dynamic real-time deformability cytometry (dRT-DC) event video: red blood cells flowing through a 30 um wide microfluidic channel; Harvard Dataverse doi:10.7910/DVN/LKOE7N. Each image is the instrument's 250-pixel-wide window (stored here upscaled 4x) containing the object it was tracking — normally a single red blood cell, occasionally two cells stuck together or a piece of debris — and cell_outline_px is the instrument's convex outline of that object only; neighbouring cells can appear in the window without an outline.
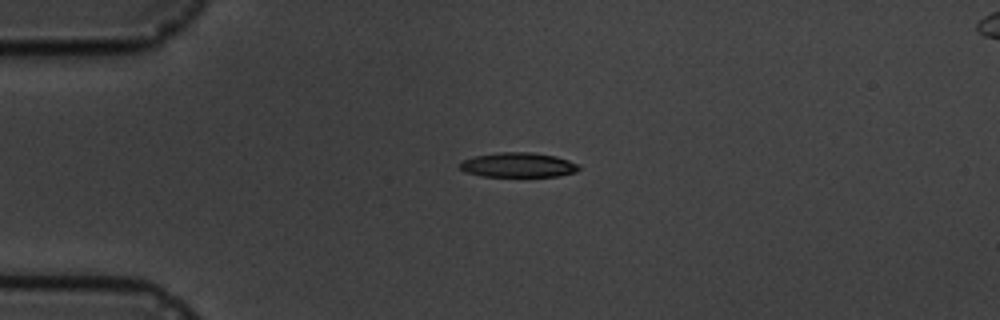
{"species": "common noctule bat (a hibernating species)", "species_latin": "Nyctalus noctula", "temperature_condition": "cold", "stored_images_in_passage": 6, "camera_frame_rate_fps": 3000, "um_per_image_px": 0.085, "animal": {"sex": "male", "body_mass_g": 19.5, "forearm_length_mm": 54.6}, "frame": {"image": 1, "passage_image": 4, "time_ms": 4.0, "image_size_px": [1000, 320], "cell_outline_px": [[580, 168], [576, 172], [560, 176], [480, 176], [464, 172], [456, 164], [464, 160], [476, 156], [500, 152], [532, 152], [556, 156], [580, 164]], "centroid_in_image_um": [44.05, 14.02], "position_along_channel_um": 41.0, "area_um2": 17.22}}
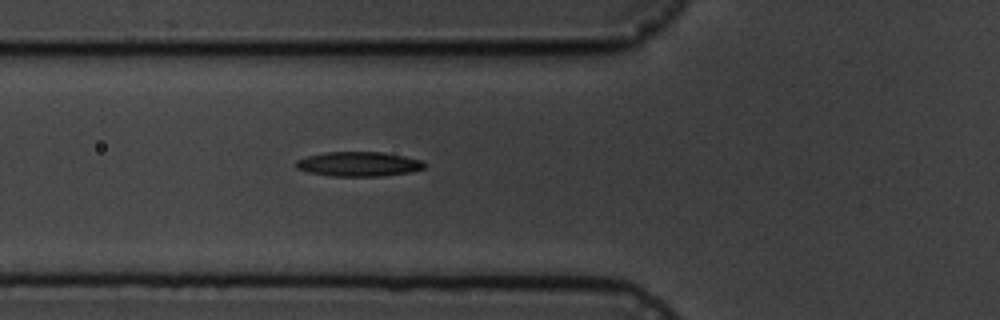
{"frame": {"image": 2, "passage_image": 6, "time_ms": 6.333, "image_size_px": [1000, 320], "cell_outline_px": [[428, 164], [424, 168], [412, 172], [384, 176], [332, 176], [308, 172], [296, 168], [296, 160], [308, 156], [324, 152], [384, 152], [404, 156], [420, 160]], "centroid_in_image_um": [30.51, 13.94], "position_along_channel_um": 95.3, "area_um2": 18.5}}